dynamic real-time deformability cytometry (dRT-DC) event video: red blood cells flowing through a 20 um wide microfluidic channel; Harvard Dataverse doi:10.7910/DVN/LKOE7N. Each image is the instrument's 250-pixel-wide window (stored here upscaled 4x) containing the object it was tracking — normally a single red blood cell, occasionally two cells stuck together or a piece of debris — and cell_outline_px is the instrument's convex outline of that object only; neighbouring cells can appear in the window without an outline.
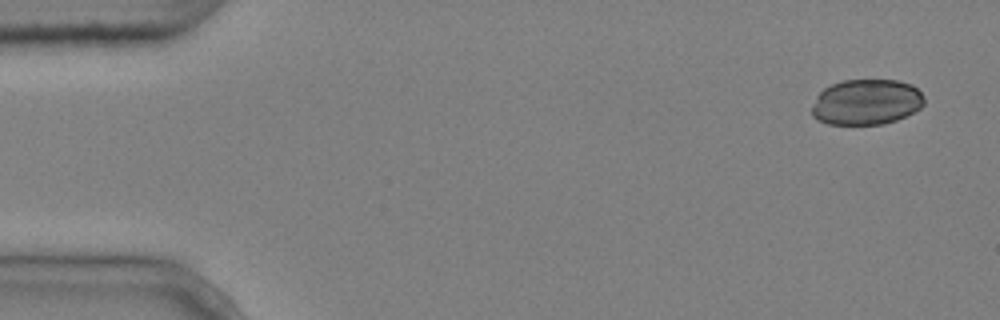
{"species": "common noctule bat (a hibernating species)", "species_latin": "Nyctalus noctula", "temperature_condition": "cold", "stored_images_in_passage": 4, "camera_frame_rate_fps": 3000, "um_per_image_px": 0.085, "animal": {"sex": "male", "body_mass_g": 20.4}, "frame": {"image": 1, "passage_image": 1, "time_ms": 0.0, "image_size_px": [1000, 320], "cell_outline_px": [[924, 104], [920, 108], [896, 120], [884, 124], [828, 124], [812, 116], [812, 108], [816, 96], [824, 88], [832, 84], [844, 80], [896, 80], [912, 84], [924, 96]], "centroid_in_image_um": [73.64, 8.67], "position_along_channel_um": 11.4, "area_um2": 29.77}}